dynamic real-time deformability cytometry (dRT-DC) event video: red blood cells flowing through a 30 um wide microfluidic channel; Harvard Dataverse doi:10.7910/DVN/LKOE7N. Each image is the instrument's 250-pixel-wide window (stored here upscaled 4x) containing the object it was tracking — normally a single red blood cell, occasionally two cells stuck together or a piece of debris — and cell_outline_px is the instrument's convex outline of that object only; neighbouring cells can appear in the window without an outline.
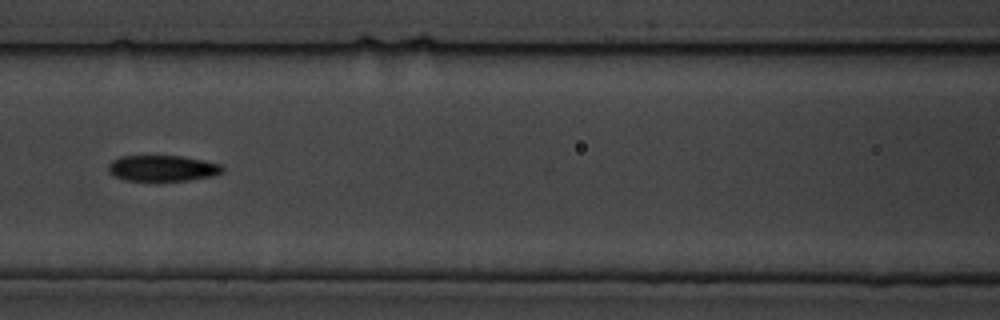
{"species": "common noctule bat (a hibernating species)", "species_latin": "Nyctalus noctula", "temperature_condition": "cold", "stored_images_in_passage": 10, "segment_of_instrument_passage": [2, 2], "camera_frame_rate_fps": 3000, "um_per_image_px": 0.085, "animal": {"sex": "male", "body_mass_g": 19.5, "forearm_length_mm": 54.6}, "frame": {"image": 1, "passage_image": 7, "time_ms": 7.667, "image_size_px": [1000, 320], "cell_outline_px": [[224, 172], [212, 176], [188, 180], [124, 180], [108, 172], [108, 164], [112, 160], [120, 156], [180, 156], [204, 160], [220, 164], [224, 168]], "centroid_in_image_um": [13.81, 14.29], "position_along_channel_um": 152.8, "area_um2": 17.17}}
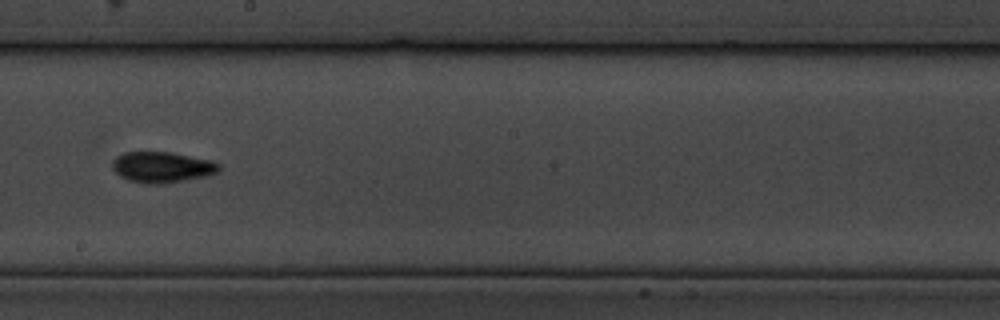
{"frame": {"image": 2, "passage_image": 9, "time_ms": 10.0, "image_size_px": [1000, 320], "cell_outline_px": [[220, 168], [216, 172], [208, 176], [156, 184], [144, 184], [128, 180], [120, 176], [112, 168], [112, 160], [116, 156], [124, 152], [168, 152], [212, 160], [220, 164]], "centroid_in_image_um": [13.74, 14.2], "position_along_channel_um": 234.5, "area_um2": 19.07}}
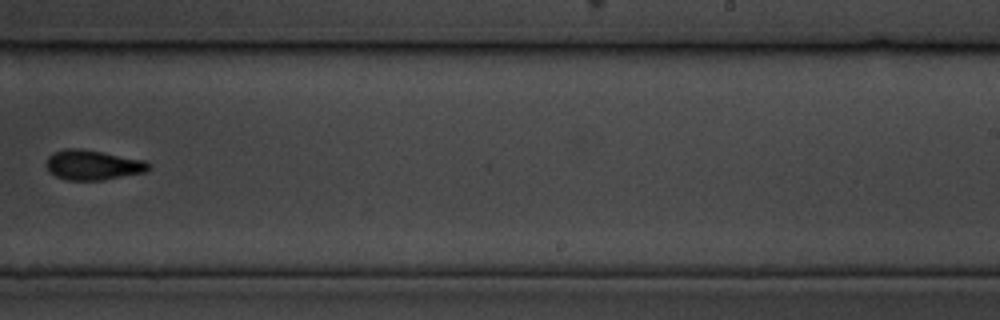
{"frame": {"image": 3, "passage_image": 10, "time_ms": 11.333, "image_size_px": [1000, 320], "cell_outline_px": [[152, 168], [144, 172], [100, 180], [68, 180], [56, 176], [48, 172], [44, 164], [48, 156], [52, 152], [64, 148], [84, 148], [144, 160], [152, 164]], "centroid_in_image_um": [7.85, 14.0], "position_along_channel_um": 281.2, "area_um2": 18.15}}